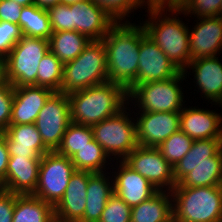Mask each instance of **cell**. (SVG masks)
I'll return each mask as SVG.
<instances>
[{
    "mask_svg": "<svg viewBox=\"0 0 222 222\" xmlns=\"http://www.w3.org/2000/svg\"><path fill=\"white\" fill-rule=\"evenodd\" d=\"M102 41L106 49L108 81L127 90L137 79L140 25L116 22Z\"/></svg>",
    "mask_w": 222,
    "mask_h": 222,
    "instance_id": "cell-1",
    "label": "cell"
},
{
    "mask_svg": "<svg viewBox=\"0 0 222 222\" xmlns=\"http://www.w3.org/2000/svg\"><path fill=\"white\" fill-rule=\"evenodd\" d=\"M71 122L92 126L118 114L129 106L127 90L116 83L106 82L67 95Z\"/></svg>",
    "mask_w": 222,
    "mask_h": 222,
    "instance_id": "cell-2",
    "label": "cell"
},
{
    "mask_svg": "<svg viewBox=\"0 0 222 222\" xmlns=\"http://www.w3.org/2000/svg\"><path fill=\"white\" fill-rule=\"evenodd\" d=\"M167 11L171 14L167 15ZM147 13L148 20L141 23L146 35L184 71L190 63V41L188 25L176 17L181 15V10H148Z\"/></svg>",
    "mask_w": 222,
    "mask_h": 222,
    "instance_id": "cell-3",
    "label": "cell"
},
{
    "mask_svg": "<svg viewBox=\"0 0 222 222\" xmlns=\"http://www.w3.org/2000/svg\"><path fill=\"white\" fill-rule=\"evenodd\" d=\"M174 222H222V186L174 187Z\"/></svg>",
    "mask_w": 222,
    "mask_h": 222,
    "instance_id": "cell-4",
    "label": "cell"
},
{
    "mask_svg": "<svg viewBox=\"0 0 222 222\" xmlns=\"http://www.w3.org/2000/svg\"><path fill=\"white\" fill-rule=\"evenodd\" d=\"M108 82L106 49L102 40L91 41L74 60L64 64L60 92L70 94Z\"/></svg>",
    "mask_w": 222,
    "mask_h": 222,
    "instance_id": "cell-5",
    "label": "cell"
},
{
    "mask_svg": "<svg viewBox=\"0 0 222 222\" xmlns=\"http://www.w3.org/2000/svg\"><path fill=\"white\" fill-rule=\"evenodd\" d=\"M185 78L181 71L171 79L138 84L128 93V101H134L138 112H180L186 102L180 85Z\"/></svg>",
    "mask_w": 222,
    "mask_h": 222,
    "instance_id": "cell-6",
    "label": "cell"
},
{
    "mask_svg": "<svg viewBox=\"0 0 222 222\" xmlns=\"http://www.w3.org/2000/svg\"><path fill=\"white\" fill-rule=\"evenodd\" d=\"M49 52V40L23 36L5 57L6 78L13 87L36 86L41 59Z\"/></svg>",
    "mask_w": 222,
    "mask_h": 222,
    "instance_id": "cell-7",
    "label": "cell"
},
{
    "mask_svg": "<svg viewBox=\"0 0 222 222\" xmlns=\"http://www.w3.org/2000/svg\"><path fill=\"white\" fill-rule=\"evenodd\" d=\"M125 107L118 114L91 126L94 139L106 154L123 161L137 146L136 122ZM130 113V114H129Z\"/></svg>",
    "mask_w": 222,
    "mask_h": 222,
    "instance_id": "cell-8",
    "label": "cell"
},
{
    "mask_svg": "<svg viewBox=\"0 0 222 222\" xmlns=\"http://www.w3.org/2000/svg\"><path fill=\"white\" fill-rule=\"evenodd\" d=\"M71 158L50 151L41 157L38 182L33 196L55 207L63 198L72 174Z\"/></svg>",
    "mask_w": 222,
    "mask_h": 222,
    "instance_id": "cell-9",
    "label": "cell"
},
{
    "mask_svg": "<svg viewBox=\"0 0 222 222\" xmlns=\"http://www.w3.org/2000/svg\"><path fill=\"white\" fill-rule=\"evenodd\" d=\"M70 123V105L67 94L53 92L41 108L35 121L42 141L50 151H56L60 146Z\"/></svg>",
    "mask_w": 222,
    "mask_h": 222,
    "instance_id": "cell-10",
    "label": "cell"
},
{
    "mask_svg": "<svg viewBox=\"0 0 222 222\" xmlns=\"http://www.w3.org/2000/svg\"><path fill=\"white\" fill-rule=\"evenodd\" d=\"M123 161L146 178L157 190L171 191L176 185L173 167L157 147L138 145Z\"/></svg>",
    "mask_w": 222,
    "mask_h": 222,
    "instance_id": "cell-11",
    "label": "cell"
},
{
    "mask_svg": "<svg viewBox=\"0 0 222 222\" xmlns=\"http://www.w3.org/2000/svg\"><path fill=\"white\" fill-rule=\"evenodd\" d=\"M181 71L168 56L150 39L140 23V49L137 79L127 89L129 93L136 85L171 79Z\"/></svg>",
    "mask_w": 222,
    "mask_h": 222,
    "instance_id": "cell-12",
    "label": "cell"
},
{
    "mask_svg": "<svg viewBox=\"0 0 222 222\" xmlns=\"http://www.w3.org/2000/svg\"><path fill=\"white\" fill-rule=\"evenodd\" d=\"M136 116V139L139 146L158 147L180 130V112H139Z\"/></svg>",
    "mask_w": 222,
    "mask_h": 222,
    "instance_id": "cell-13",
    "label": "cell"
},
{
    "mask_svg": "<svg viewBox=\"0 0 222 222\" xmlns=\"http://www.w3.org/2000/svg\"><path fill=\"white\" fill-rule=\"evenodd\" d=\"M72 31L85 35L91 41L102 40L116 23L102 8L91 0H83L69 5Z\"/></svg>",
    "mask_w": 222,
    "mask_h": 222,
    "instance_id": "cell-14",
    "label": "cell"
},
{
    "mask_svg": "<svg viewBox=\"0 0 222 222\" xmlns=\"http://www.w3.org/2000/svg\"><path fill=\"white\" fill-rule=\"evenodd\" d=\"M198 19L196 25L189 29L190 61L218 56L222 51V17Z\"/></svg>",
    "mask_w": 222,
    "mask_h": 222,
    "instance_id": "cell-15",
    "label": "cell"
},
{
    "mask_svg": "<svg viewBox=\"0 0 222 222\" xmlns=\"http://www.w3.org/2000/svg\"><path fill=\"white\" fill-rule=\"evenodd\" d=\"M118 162L120 163L117 167L118 171H112L114 193L131 208L149 199L158 191L124 161H116L117 164Z\"/></svg>",
    "mask_w": 222,
    "mask_h": 222,
    "instance_id": "cell-16",
    "label": "cell"
},
{
    "mask_svg": "<svg viewBox=\"0 0 222 222\" xmlns=\"http://www.w3.org/2000/svg\"><path fill=\"white\" fill-rule=\"evenodd\" d=\"M217 56H209L191 60L189 65L183 71L188 73V69H192L194 73L195 86L198 92L202 93V99L210 101L214 105L222 107V63ZM200 90V91H199Z\"/></svg>",
    "mask_w": 222,
    "mask_h": 222,
    "instance_id": "cell-17",
    "label": "cell"
},
{
    "mask_svg": "<svg viewBox=\"0 0 222 222\" xmlns=\"http://www.w3.org/2000/svg\"><path fill=\"white\" fill-rule=\"evenodd\" d=\"M41 158L10 156L5 180L0 188L17 195H33L39 175Z\"/></svg>",
    "mask_w": 222,
    "mask_h": 222,
    "instance_id": "cell-18",
    "label": "cell"
},
{
    "mask_svg": "<svg viewBox=\"0 0 222 222\" xmlns=\"http://www.w3.org/2000/svg\"><path fill=\"white\" fill-rule=\"evenodd\" d=\"M89 171L76 170L65 190L63 198L54 207L55 220L60 222H79L86 207V194Z\"/></svg>",
    "mask_w": 222,
    "mask_h": 222,
    "instance_id": "cell-19",
    "label": "cell"
},
{
    "mask_svg": "<svg viewBox=\"0 0 222 222\" xmlns=\"http://www.w3.org/2000/svg\"><path fill=\"white\" fill-rule=\"evenodd\" d=\"M214 110L183 107L180 130L193 140L222 139V115Z\"/></svg>",
    "mask_w": 222,
    "mask_h": 222,
    "instance_id": "cell-20",
    "label": "cell"
},
{
    "mask_svg": "<svg viewBox=\"0 0 222 222\" xmlns=\"http://www.w3.org/2000/svg\"><path fill=\"white\" fill-rule=\"evenodd\" d=\"M53 91L40 86L14 87L10 125L33 124Z\"/></svg>",
    "mask_w": 222,
    "mask_h": 222,
    "instance_id": "cell-21",
    "label": "cell"
},
{
    "mask_svg": "<svg viewBox=\"0 0 222 222\" xmlns=\"http://www.w3.org/2000/svg\"><path fill=\"white\" fill-rule=\"evenodd\" d=\"M4 132L9 156L41 158L50 152L44 145L35 123L9 125Z\"/></svg>",
    "mask_w": 222,
    "mask_h": 222,
    "instance_id": "cell-22",
    "label": "cell"
},
{
    "mask_svg": "<svg viewBox=\"0 0 222 222\" xmlns=\"http://www.w3.org/2000/svg\"><path fill=\"white\" fill-rule=\"evenodd\" d=\"M107 174L110 173L89 172L86 207L84 215L79 222H99L105 205L109 198L114 194L113 177H111V175L108 176Z\"/></svg>",
    "mask_w": 222,
    "mask_h": 222,
    "instance_id": "cell-23",
    "label": "cell"
},
{
    "mask_svg": "<svg viewBox=\"0 0 222 222\" xmlns=\"http://www.w3.org/2000/svg\"><path fill=\"white\" fill-rule=\"evenodd\" d=\"M131 222H173L171 191L158 190L131 209Z\"/></svg>",
    "mask_w": 222,
    "mask_h": 222,
    "instance_id": "cell-24",
    "label": "cell"
},
{
    "mask_svg": "<svg viewBox=\"0 0 222 222\" xmlns=\"http://www.w3.org/2000/svg\"><path fill=\"white\" fill-rule=\"evenodd\" d=\"M222 149V139L194 140L189 152L173 167V176L176 184L194 167L205 161Z\"/></svg>",
    "mask_w": 222,
    "mask_h": 222,
    "instance_id": "cell-25",
    "label": "cell"
},
{
    "mask_svg": "<svg viewBox=\"0 0 222 222\" xmlns=\"http://www.w3.org/2000/svg\"><path fill=\"white\" fill-rule=\"evenodd\" d=\"M222 186V149L211 161L197 164L174 187Z\"/></svg>",
    "mask_w": 222,
    "mask_h": 222,
    "instance_id": "cell-26",
    "label": "cell"
},
{
    "mask_svg": "<svg viewBox=\"0 0 222 222\" xmlns=\"http://www.w3.org/2000/svg\"><path fill=\"white\" fill-rule=\"evenodd\" d=\"M54 207L33 195H18L15 198L12 222H52Z\"/></svg>",
    "mask_w": 222,
    "mask_h": 222,
    "instance_id": "cell-27",
    "label": "cell"
},
{
    "mask_svg": "<svg viewBox=\"0 0 222 222\" xmlns=\"http://www.w3.org/2000/svg\"><path fill=\"white\" fill-rule=\"evenodd\" d=\"M90 42L77 31L53 32L49 38V50L65 64L76 59Z\"/></svg>",
    "mask_w": 222,
    "mask_h": 222,
    "instance_id": "cell-28",
    "label": "cell"
},
{
    "mask_svg": "<svg viewBox=\"0 0 222 222\" xmlns=\"http://www.w3.org/2000/svg\"><path fill=\"white\" fill-rule=\"evenodd\" d=\"M19 26L23 36L49 40L51 29L47 10L38 6H24L20 13Z\"/></svg>",
    "mask_w": 222,
    "mask_h": 222,
    "instance_id": "cell-29",
    "label": "cell"
},
{
    "mask_svg": "<svg viewBox=\"0 0 222 222\" xmlns=\"http://www.w3.org/2000/svg\"><path fill=\"white\" fill-rule=\"evenodd\" d=\"M108 159L112 160L94 138L88 145L81 148L80 151L71 157V161L76 170L89 171L92 173L105 172Z\"/></svg>",
    "mask_w": 222,
    "mask_h": 222,
    "instance_id": "cell-30",
    "label": "cell"
},
{
    "mask_svg": "<svg viewBox=\"0 0 222 222\" xmlns=\"http://www.w3.org/2000/svg\"><path fill=\"white\" fill-rule=\"evenodd\" d=\"M63 71L64 64L49 50L40 61L36 86L49 88L53 92H60Z\"/></svg>",
    "mask_w": 222,
    "mask_h": 222,
    "instance_id": "cell-31",
    "label": "cell"
},
{
    "mask_svg": "<svg viewBox=\"0 0 222 222\" xmlns=\"http://www.w3.org/2000/svg\"><path fill=\"white\" fill-rule=\"evenodd\" d=\"M91 126L70 123L56 152L71 158L93 139Z\"/></svg>",
    "mask_w": 222,
    "mask_h": 222,
    "instance_id": "cell-32",
    "label": "cell"
},
{
    "mask_svg": "<svg viewBox=\"0 0 222 222\" xmlns=\"http://www.w3.org/2000/svg\"><path fill=\"white\" fill-rule=\"evenodd\" d=\"M193 139L178 130L163 141L157 148L167 162L174 167L191 149Z\"/></svg>",
    "mask_w": 222,
    "mask_h": 222,
    "instance_id": "cell-33",
    "label": "cell"
},
{
    "mask_svg": "<svg viewBox=\"0 0 222 222\" xmlns=\"http://www.w3.org/2000/svg\"><path fill=\"white\" fill-rule=\"evenodd\" d=\"M102 8L115 22H129V14L140 7L138 0H91Z\"/></svg>",
    "mask_w": 222,
    "mask_h": 222,
    "instance_id": "cell-34",
    "label": "cell"
},
{
    "mask_svg": "<svg viewBox=\"0 0 222 222\" xmlns=\"http://www.w3.org/2000/svg\"><path fill=\"white\" fill-rule=\"evenodd\" d=\"M131 209L114 193L105 205L99 222H131Z\"/></svg>",
    "mask_w": 222,
    "mask_h": 222,
    "instance_id": "cell-35",
    "label": "cell"
},
{
    "mask_svg": "<svg viewBox=\"0 0 222 222\" xmlns=\"http://www.w3.org/2000/svg\"><path fill=\"white\" fill-rule=\"evenodd\" d=\"M221 2L222 0H191L181 13L186 17L194 14L197 19L219 16Z\"/></svg>",
    "mask_w": 222,
    "mask_h": 222,
    "instance_id": "cell-36",
    "label": "cell"
},
{
    "mask_svg": "<svg viewBox=\"0 0 222 222\" xmlns=\"http://www.w3.org/2000/svg\"><path fill=\"white\" fill-rule=\"evenodd\" d=\"M46 10L53 32L72 31V18L69 5L57 4Z\"/></svg>",
    "mask_w": 222,
    "mask_h": 222,
    "instance_id": "cell-37",
    "label": "cell"
},
{
    "mask_svg": "<svg viewBox=\"0 0 222 222\" xmlns=\"http://www.w3.org/2000/svg\"><path fill=\"white\" fill-rule=\"evenodd\" d=\"M22 37L18 24L0 21V54L5 58Z\"/></svg>",
    "mask_w": 222,
    "mask_h": 222,
    "instance_id": "cell-38",
    "label": "cell"
},
{
    "mask_svg": "<svg viewBox=\"0 0 222 222\" xmlns=\"http://www.w3.org/2000/svg\"><path fill=\"white\" fill-rule=\"evenodd\" d=\"M14 87L7 81L0 84V132L10 125Z\"/></svg>",
    "mask_w": 222,
    "mask_h": 222,
    "instance_id": "cell-39",
    "label": "cell"
},
{
    "mask_svg": "<svg viewBox=\"0 0 222 222\" xmlns=\"http://www.w3.org/2000/svg\"><path fill=\"white\" fill-rule=\"evenodd\" d=\"M17 194L0 188V222H12Z\"/></svg>",
    "mask_w": 222,
    "mask_h": 222,
    "instance_id": "cell-40",
    "label": "cell"
},
{
    "mask_svg": "<svg viewBox=\"0 0 222 222\" xmlns=\"http://www.w3.org/2000/svg\"><path fill=\"white\" fill-rule=\"evenodd\" d=\"M23 6L13 0H0V21L19 25L20 13Z\"/></svg>",
    "mask_w": 222,
    "mask_h": 222,
    "instance_id": "cell-41",
    "label": "cell"
},
{
    "mask_svg": "<svg viewBox=\"0 0 222 222\" xmlns=\"http://www.w3.org/2000/svg\"><path fill=\"white\" fill-rule=\"evenodd\" d=\"M9 153L6 146L5 132H0V184L5 180Z\"/></svg>",
    "mask_w": 222,
    "mask_h": 222,
    "instance_id": "cell-42",
    "label": "cell"
},
{
    "mask_svg": "<svg viewBox=\"0 0 222 222\" xmlns=\"http://www.w3.org/2000/svg\"><path fill=\"white\" fill-rule=\"evenodd\" d=\"M140 8L147 6V10H170V0H138ZM144 6V7H143Z\"/></svg>",
    "mask_w": 222,
    "mask_h": 222,
    "instance_id": "cell-43",
    "label": "cell"
},
{
    "mask_svg": "<svg viewBox=\"0 0 222 222\" xmlns=\"http://www.w3.org/2000/svg\"><path fill=\"white\" fill-rule=\"evenodd\" d=\"M57 4H61V0H35V5L44 9L56 6Z\"/></svg>",
    "mask_w": 222,
    "mask_h": 222,
    "instance_id": "cell-44",
    "label": "cell"
},
{
    "mask_svg": "<svg viewBox=\"0 0 222 222\" xmlns=\"http://www.w3.org/2000/svg\"><path fill=\"white\" fill-rule=\"evenodd\" d=\"M191 0H170V10H182Z\"/></svg>",
    "mask_w": 222,
    "mask_h": 222,
    "instance_id": "cell-45",
    "label": "cell"
},
{
    "mask_svg": "<svg viewBox=\"0 0 222 222\" xmlns=\"http://www.w3.org/2000/svg\"><path fill=\"white\" fill-rule=\"evenodd\" d=\"M7 82L6 78V60L0 59V84Z\"/></svg>",
    "mask_w": 222,
    "mask_h": 222,
    "instance_id": "cell-46",
    "label": "cell"
},
{
    "mask_svg": "<svg viewBox=\"0 0 222 222\" xmlns=\"http://www.w3.org/2000/svg\"><path fill=\"white\" fill-rule=\"evenodd\" d=\"M17 2L18 4L24 6H31L35 4V0H13Z\"/></svg>",
    "mask_w": 222,
    "mask_h": 222,
    "instance_id": "cell-47",
    "label": "cell"
},
{
    "mask_svg": "<svg viewBox=\"0 0 222 222\" xmlns=\"http://www.w3.org/2000/svg\"><path fill=\"white\" fill-rule=\"evenodd\" d=\"M80 1H83V0H61V4L71 5V4H74V3H78Z\"/></svg>",
    "mask_w": 222,
    "mask_h": 222,
    "instance_id": "cell-48",
    "label": "cell"
},
{
    "mask_svg": "<svg viewBox=\"0 0 222 222\" xmlns=\"http://www.w3.org/2000/svg\"><path fill=\"white\" fill-rule=\"evenodd\" d=\"M219 16L222 17V2H221V5H220V13H219Z\"/></svg>",
    "mask_w": 222,
    "mask_h": 222,
    "instance_id": "cell-49",
    "label": "cell"
}]
</instances>
